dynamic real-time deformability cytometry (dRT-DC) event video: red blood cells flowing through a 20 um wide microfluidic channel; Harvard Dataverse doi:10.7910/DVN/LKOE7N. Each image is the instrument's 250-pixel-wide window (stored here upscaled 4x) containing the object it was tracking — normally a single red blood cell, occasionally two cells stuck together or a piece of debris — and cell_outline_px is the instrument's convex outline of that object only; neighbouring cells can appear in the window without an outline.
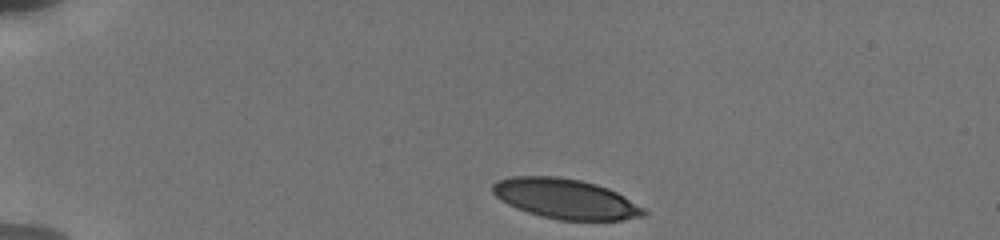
{"species": "human", "species_latin": "Homo sapiens", "temperature_condition": "cold", "stored_images_in_passage": 18, "camera_frame_rate_fps": 3000, "um_per_image_px": 0.085, "donor": {"sex": "male"}, "frame": {"image": 1, "passage_image": 1, "time_ms": 0.0, "image_size_px": [1000, 240], "cell_outline_px": [[648, 212], [644, 216], [624, 220], [560, 220], [528, 212], [516, 208], [500, 200], [492, 192], [492, 184], [496, 180], [512, 176], [556, 176], [580, 180], [596, 184], [608, 188], [624, 196], [644, 208]], "centroid_in_image_um": [48.06, 16.89], "position_along_channel_um": 36.9, "area_um2": 35.2}}
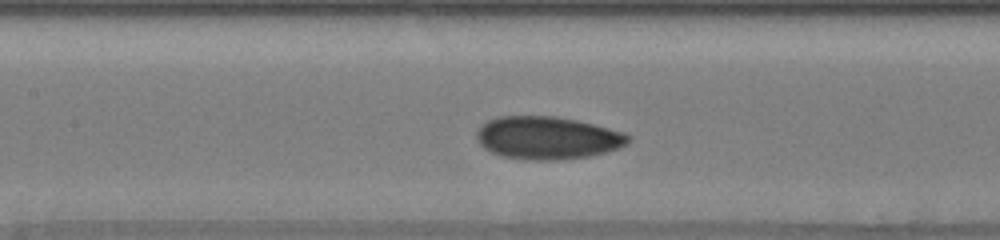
{"frame": {"image": 2, "passage_image": 11, "time_ms": 5.0, "image_size_px": [1000, 240], "cell_outline_px": [[632, 140], [628, 144], [620, 148], [588, 156], [556, 160], [528, 160], [500, 156], [484, 148], [476, 140], [476, 132], [488, 120], [500, 116], [556, 116], [576, 120], [624, 132], [632, 136]], "centroid_in_image_um": [46.55, 11.72], "position_along_channel_um": 160.9, "area_um2": 37.86}}
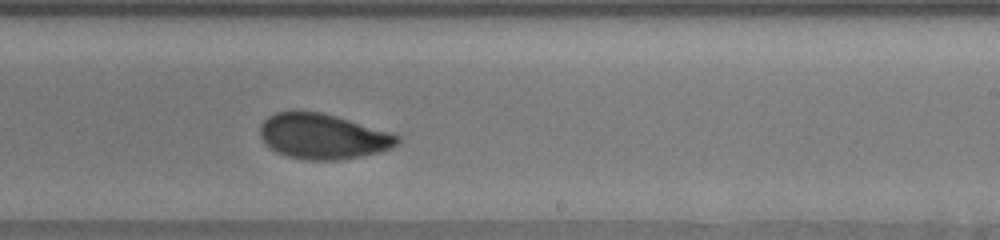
{"frame": {"image": 3, "passage_image": 18, "time_ms": 7.667, "image_size_px": [1000, 240], "cell_outline_px": [[400, 140], [392, 148], [380, 152], [340, 160], [304, 160], [288, 156], [276, 152], [268, 148], [264, 144], [260, 136], [260, 124], [268, 116], [276, 112], [320, 112], [336, 116], [388, 132], [400, 136]], "centroid_in_image_um": [27.4, 11.61], "position_along_channel_um": 261.6, "area_um2": 36.07}}